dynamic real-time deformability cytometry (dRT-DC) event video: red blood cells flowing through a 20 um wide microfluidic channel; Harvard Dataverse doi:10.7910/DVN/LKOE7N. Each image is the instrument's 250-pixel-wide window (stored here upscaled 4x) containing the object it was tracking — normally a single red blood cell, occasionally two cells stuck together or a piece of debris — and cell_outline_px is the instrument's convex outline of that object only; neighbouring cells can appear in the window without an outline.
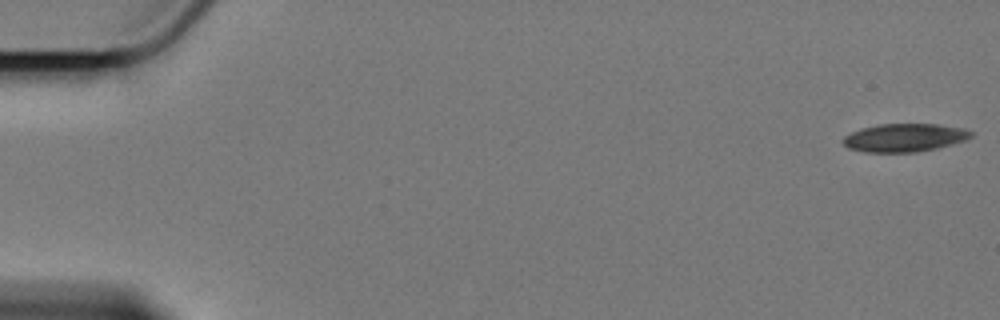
{"species": "Egyptian fruit bat (a non-hibernating species)", "species_latin": "Rousettus aegyptiacus", "temperature_condition": "cold", "stored_images_in_passage": 59, "camera_frame_rate_fps": 3000, "um_per_image_px": 0.085, "animal": {"sex": "female"}, "frame": {"image": 1, "passage_image": 1, "time_ms": 0.0, "image_size_px": [1000, 320], "cell_outline_px": [[972, 136], [964, 140], [952, 144], [936, 148], [916, 152], [864, 152], [848, 148], [840, 140], [844, 136], [860, 128], [880, 124], [940, 124], [964, 128], [972, 132]], "centroid_in_image_um": [76.85, 11.7], "position_along_channel_um": 8.1, "area_um2": 21.04}}
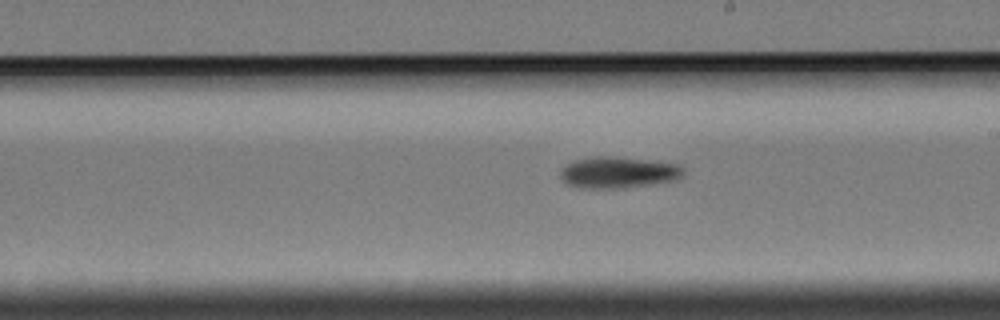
{"frame": {"image": 2, "passage_image": 34, "time_ms": 11.0, "image_size_px": [1000, 320], "cell_outline_px": [[684, 176], [680, 180], [624, 188], [580, 188], [568, 184], [560, 180], [560, 172], [568, 164], [576, 160], [592, 156], [612, 156], [680, 164], [684, 168]], "centroid_in_image_um": [52.6, 14.67], "position_along_channel_um": 236.4, "area_um2": 22.72}}
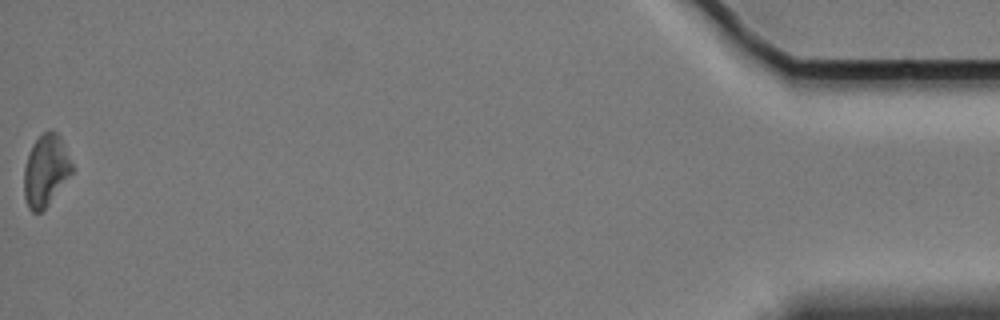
{"frame": {"image": 3, "passage_image": 59, "time_ms": 19.333, "image_size_px": [1000, 320], "cell_outline_px": [[72, 172], [48, 204], [40, 212], [32, 212], [28, 208], [24, 196], [24, 168], [32, 144], [48, 128], [56, 132], [60, 136], [64, 144], [72, 164]], "centroid_in_image_um": [3.87, 14.47], "position_along_channel_um": 431.3, "area_um2": 19.71}, "authors_computed_cell_mechanics": {"area_um2": 21.5594, "velocity_mm_per_s": 3.4147, "shape_relaxation_time_tau1_ms": 5.1603, "shape_relaxation_time_tau2_ms": null, "deformation_change_tau1": 0.0872, "deformation_change_tau2": null}}